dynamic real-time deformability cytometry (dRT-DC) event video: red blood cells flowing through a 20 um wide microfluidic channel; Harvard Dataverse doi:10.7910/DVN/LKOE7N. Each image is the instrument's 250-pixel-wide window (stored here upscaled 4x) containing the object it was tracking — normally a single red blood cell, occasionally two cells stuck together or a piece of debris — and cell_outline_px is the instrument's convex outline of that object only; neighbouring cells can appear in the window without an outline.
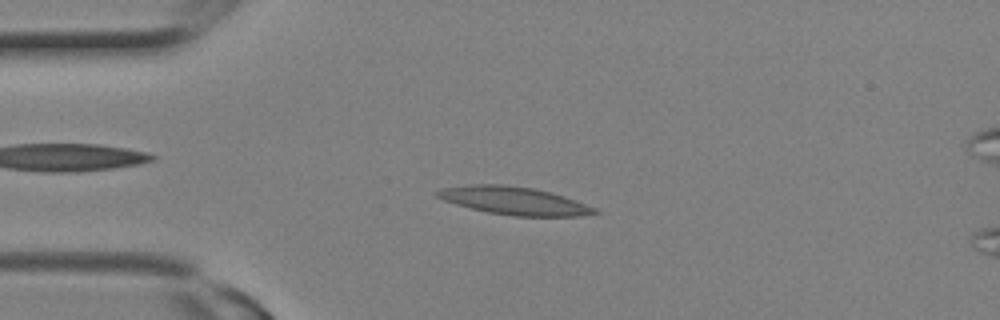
{"species": "Egyptian fruit bat (a non-hibernating species)", "species_latin": "Rousettus aegyptiacus", "temperature_condition": "room temperature", "stored_images_in_passage": 8, "camera_frame_rate_fps": 3000, "um_per_image_px": 0.085, "animal": {"sex": "female"}, "frame": {"image": 1, "passage_image": 5, "time_ms": 1.333, "image_size_px": [1000, 320], "cell_outline_px": [[600, 212], [580, 216], [512, 216], [488, 212], [456, 204], [444, 200], [436, 196], [432, 192], [440, 188], [464, 184], [504, 184], [536, 188], [564, 196], [576, 200], [596, 208]], "centroid_in_image_um": [43.66, 17.04], "position_along_channel_um": 41.3, "area_um2": 25.84}}
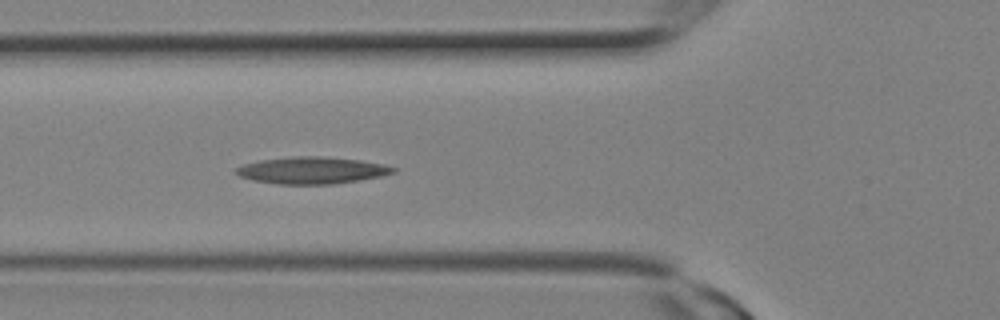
{"frame": {"image": 2, "passage_image": 8, "time_ms": 2.333, "image_size_px": [1000, 320], "cell_outline_px": [[396, 172], [380, 176], [332, 184], [280, 184], [252, 180], [240, 176], [236, 172], [236, 168], [244, 164], [260, 160], [292, 156], [324, 156], [360, 160], [384, 164], [396, 168]], "centroid_in_image_um": [26.51, 14.47], "position_along_channel_um": 99.3, "area_um2": 24.45}}